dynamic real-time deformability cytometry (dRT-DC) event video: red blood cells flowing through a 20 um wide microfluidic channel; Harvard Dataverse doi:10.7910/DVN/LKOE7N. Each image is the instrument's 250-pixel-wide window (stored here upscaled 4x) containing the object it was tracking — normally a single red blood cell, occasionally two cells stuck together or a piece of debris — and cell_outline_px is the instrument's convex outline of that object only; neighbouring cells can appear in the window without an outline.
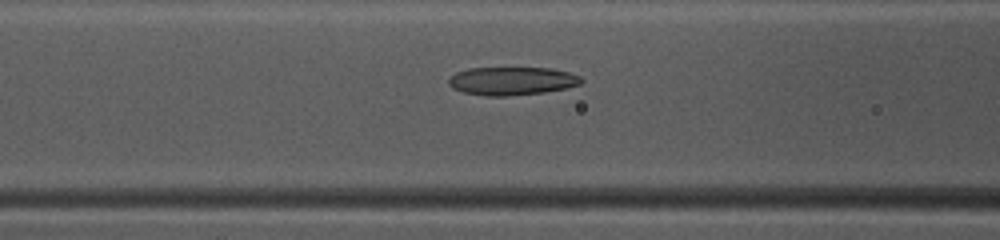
{"species": "common noctule bat (a hibernating species)", "species_latin": "Nyctalus noctula", "temperature_condition": "warm", "stored_images_in_passage": 39, "camera_frame_rate_fps": 3000, "um_per_image_px": 0.085, "animal": {"sex": "female", "body_mass_g": 10.0, "forearm_length_mm": 53.1}, "frame": {"image": 1, "passage_image": 11, "time_ms": 3.333, "image_size_px": [1000, 240], "cell_outline_px": [[584, 80], [580, 84], [564, 88], [544, 92], [504, 96], [488, 96], [464, 92], [452, 88], [448, 84], [448, 80], [456, 72], [468, 68], [552, 68], [568, 72], [580, 76]], "centroid_in_image_um": [43.51, 6.87], "position_along_channel_um": 123.1, "area_um2": 21.68}}
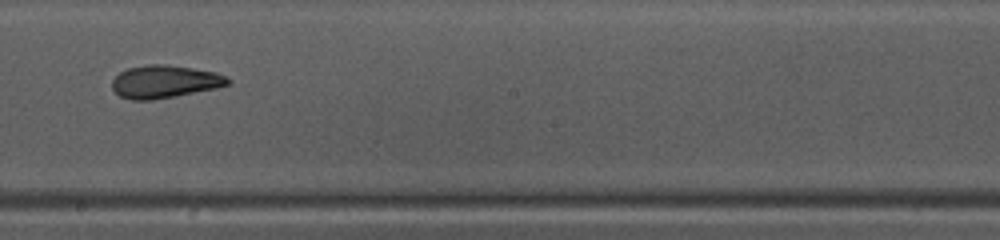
{"frame": {"image": 2, "passage_image": 19, "time_ms": 6.0, "image_size_px": [1000, 240], "cell_outline_px": [[232, 80], [228, 84], [216, 88], [152, 100], [132, 100], [120, 96], [112, 88], [112, 80], [120, 72], [128, 68], [152, 64], [168, 64], [216, 72]], "centroid_in_image_um": [13.99, 6.93], "position_along_channel_um": 234.2, "area_um2": 21.91}}
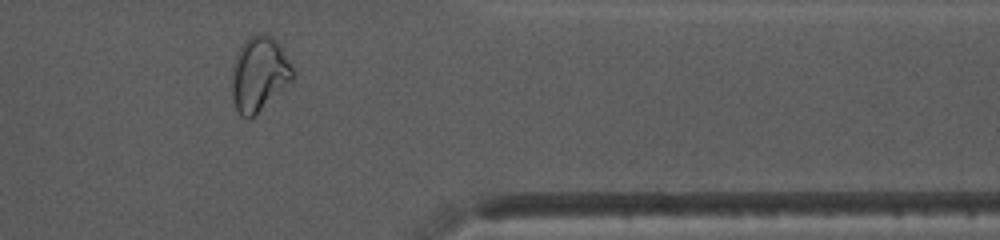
{"frame": {"image": 3, "passage_image": 31, "time_ms": 10.0, "image_size_px": [1000, 240], "cell_outline_px": [[292, 80], [256, 116], [248, 120], [236, 108], [232, 100], [232, 72], [236, 52], [244, 40], [248, 36], [256, 32], [264, 32], [272, 36], [280, 44], [292, 68]], "centroid_in_image_um": [22.0, 6.26], "position_along_channel_um": 389.4, "area_um2": 26.7}, "authors_computed_cell_mechanics": {"area_um2": 22.6576, "velocity_mm_per_s": 4.1688, "shape_relaxation_time_tau1_ms": 8.9009, "shape_relaxation_time_tau2_ms": 2.2311, "deformation_change_tau1": 0.2538, "deformation_change_tau2": 0.1035}}